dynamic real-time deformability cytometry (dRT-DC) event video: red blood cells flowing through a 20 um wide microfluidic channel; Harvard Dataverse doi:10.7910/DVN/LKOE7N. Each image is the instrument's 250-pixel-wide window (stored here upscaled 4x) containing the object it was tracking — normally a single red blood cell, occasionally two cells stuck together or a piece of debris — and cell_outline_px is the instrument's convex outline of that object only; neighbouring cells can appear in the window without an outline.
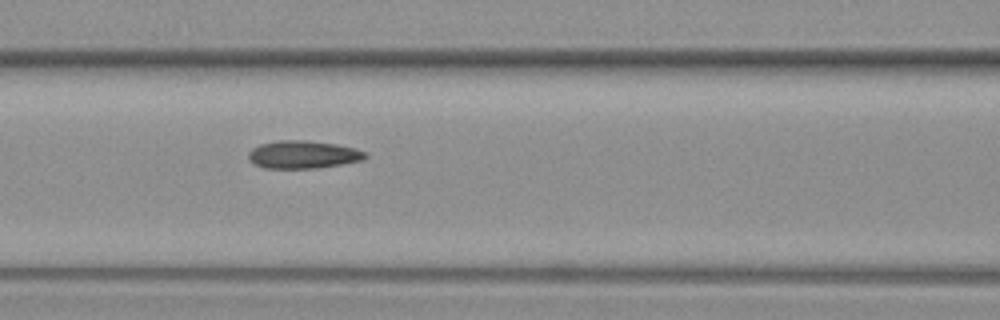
{"species": "common noctule bat (a hibernating species)", "species_latin": "Nyctalus noctula", "temperature_condition": "warm", "stored_images_in_passage": 6, "camera_frame_rate_fps": 3000, "um_per_image_px": 0.085, "animal": {"sex": "female", "body_mass_g": 19.3, "forearm_length_mm": 54.1}, "frame": {"image": 1, "passage_image": 6, "time_ms": 6.667, "image_size_px": [1000, 320], "cell_outline_px": [[368, 156], [364, 160], [316, 168], [264, 168], [248, 160], [248, 152], [252, 148], [260, 144], [280, 140], [304, 140], [336, 144], [356, 148], [368, 152]], "centroid_in_image_um": [25.78, 13.13], "position_along_channel_um": 140.8, "area_um2": 19.02}}